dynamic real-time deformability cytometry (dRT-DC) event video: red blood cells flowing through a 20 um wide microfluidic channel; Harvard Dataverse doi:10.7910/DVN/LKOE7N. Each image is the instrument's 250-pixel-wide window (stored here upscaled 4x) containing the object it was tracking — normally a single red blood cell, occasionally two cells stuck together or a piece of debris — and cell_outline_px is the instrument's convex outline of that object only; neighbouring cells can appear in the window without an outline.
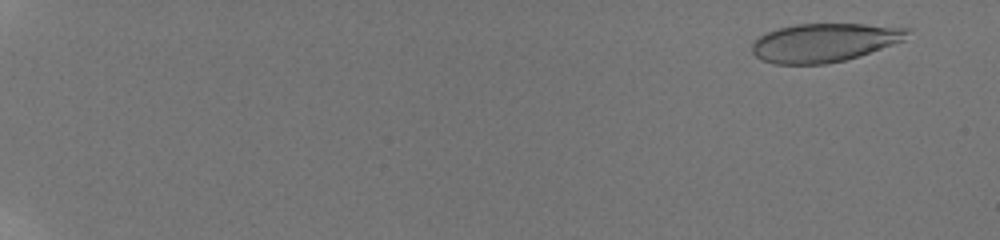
{"species": "human", "species_latin": "Homo sapiens", "temperature_condition": "room temperature", "stored_images_in_passage": 34, "camera_frame_rate_fps": 3000, "um_per_image_px": 0.085, "donor": {"sex": "male"}, "frame": {"image": 1, "passage_image": 2, "time_ms": 1.0, "image_size_px": [1000, 240], "cell_outline_px": [[912, 28], [904, 40], [860, 56], [844, 60], [824, 64], [776, 64], [760, 60], [752, 52], [752, 44], [760, 36], [768, 32], [780, 28], [796, 24], [864, 24]], "centroid_in_image_um": [70.08, 3.62], "position_along_channel_um": 14.9, "area_um2": 34.8}}
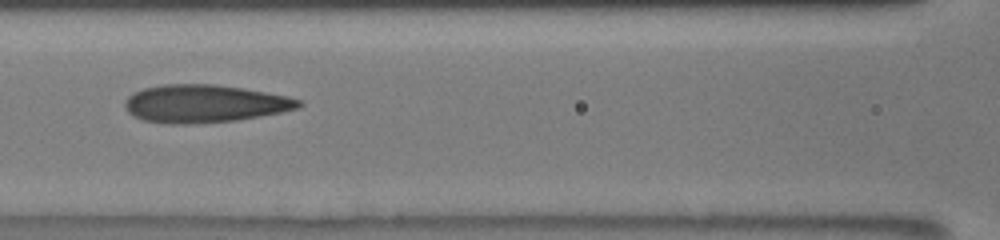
{"frame": {"image": 2, "passage_image": 19, "time_ms": 10.0, "image_size_px": [1000, 240], "cell_outline_px": [[304, 104], [300, 108], [260, 116], [236, 120], [192, 124], [168, 124], [144, 120], [132, 116], [128, 112], [124, 104], [124, 100], [128, 96], [144, 88], [164, 84], [216, 84], [244, 88], [288, 96], [300, 100]], "centroid_in_image_um": [17.39, 8.81], "position_along_channel_um": 149.2, "area_um2": 38.44}}
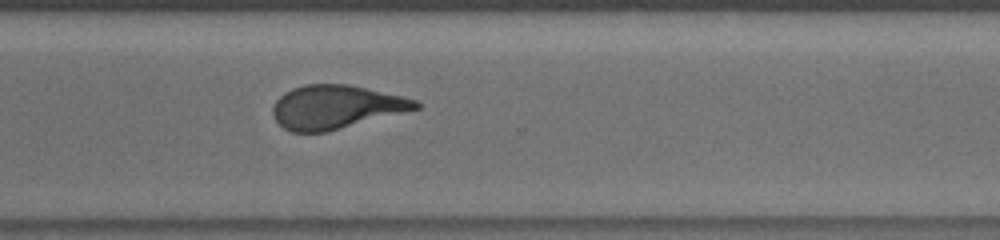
{"frame": {"image": 3, "passage_image": 34, "time_ms": 15.0, "image_size_px": [1000, 240], "cell_outline_px": [[420, 108], [328, 132], [292, 132], [284, 128], [276, 120], [272, 112], [272, 108], [276, 100], [284, 92], [292, 88], [304, 84], [348, 84], [404, 96], [416, 100], [420, 104]], "centroid_in_image_um": [28.55, 9.09], "position_along_channel_um": 342.1, "area_um2": 36.36}}